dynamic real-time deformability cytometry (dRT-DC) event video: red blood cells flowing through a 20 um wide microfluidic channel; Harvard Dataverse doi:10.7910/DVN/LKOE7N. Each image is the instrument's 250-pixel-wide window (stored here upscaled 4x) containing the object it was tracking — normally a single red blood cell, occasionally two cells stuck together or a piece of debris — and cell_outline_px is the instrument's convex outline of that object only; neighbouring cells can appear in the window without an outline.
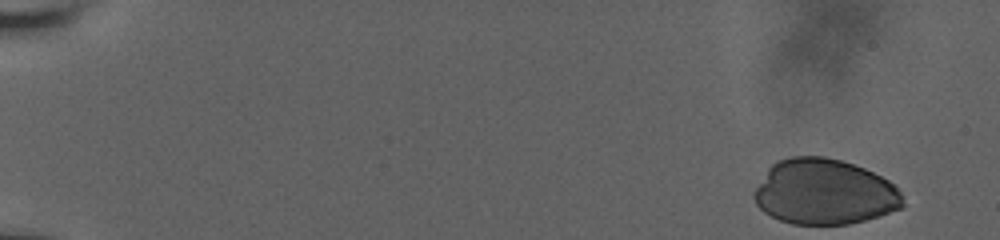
{"species": "human", "species_latin": "Homo sapiens", "temperature_condition": "room temperature", "stored_images_in_passage": 5, "camera_frame_rate_fps": 3000, "um_per_image_px": 0.085, "donor": {"sex": "male"}, "frame": {"image": 1, "passage_image": 1, "time_ms": 0.0, "image_size_px": [1000, 240], "cell_outline_px": [[904, 204], [900, 208], [880, 216], [848, 224], [792, 224], [780, 220], [764, 212], [756, 204], [752, 196], [752, 192], [768, 168], [776, 160], [792, 156], [824, 156], [840, 160], [864, 168], [888, 180], [900, 192]], "centroid_in_image_um": [70.03, 16.31], "position_along_channel_um": 15.0, "area_um2": 56.76}}